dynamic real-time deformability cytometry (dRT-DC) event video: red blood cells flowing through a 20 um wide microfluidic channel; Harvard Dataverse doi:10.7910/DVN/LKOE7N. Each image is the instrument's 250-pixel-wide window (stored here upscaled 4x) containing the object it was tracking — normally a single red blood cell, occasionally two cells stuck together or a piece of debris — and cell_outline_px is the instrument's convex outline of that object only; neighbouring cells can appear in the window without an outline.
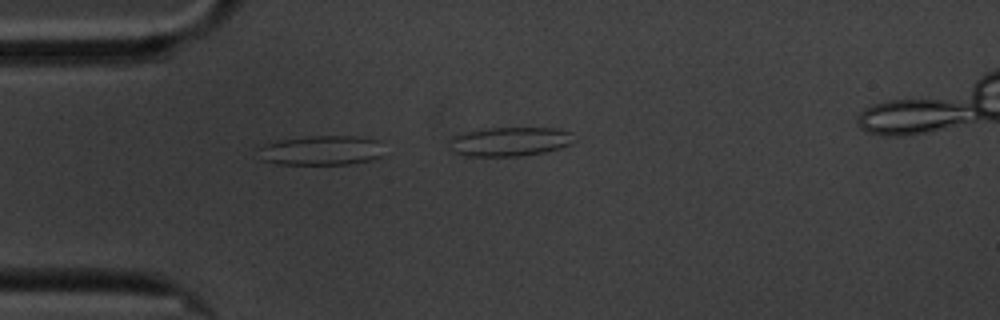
{"species": "common noctule bat (a hibernating species)", "species_latin": "Nyctalus noctula", "temperature_condition": "cold", "stored_images_in_passage": 19, "camera_frame_rate_fps": 3000, "um_per_image_px": 0.085, "animal": {"sex": "male", "body_mass_g": 20.1, "forearm_length_mm": 53.5}, "frame": {"image": 1, "passage_image": 14, "time_ms": 4.333, "image_size_px": [1000, 320], "cell_outline_px": [[380, 156], [372, 160], [348, 164], [276, 164], [260, 160], [252, 148], [276, 140], [308, 136], [356, 136], [380, 140]], "centroid_in_image_um": [27.16, 12.78], "position_along_channel_um": 57.8, "area_um2": 22.2}}